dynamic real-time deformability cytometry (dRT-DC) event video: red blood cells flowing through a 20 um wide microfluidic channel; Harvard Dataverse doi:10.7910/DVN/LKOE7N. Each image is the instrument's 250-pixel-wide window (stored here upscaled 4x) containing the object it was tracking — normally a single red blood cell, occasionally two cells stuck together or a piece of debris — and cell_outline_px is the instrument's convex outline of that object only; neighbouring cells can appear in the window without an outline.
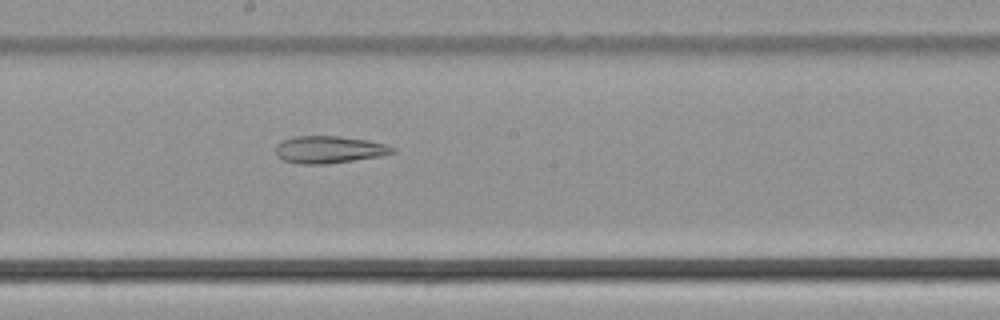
{"species": "common noctule bat (a hibernating species)", "species_latin": "Nyctalus noctula", "temperature_condition": "cold", "stored_images_in_passage": 35, "camera_frame_rate_fps": 3000, "um_per_image_px": 0.085, "animal": {"sex": "male", "body_mass_g": 21.5, "forearm_length_mm": 52.0}, "frame": {"image": 1, "passage_image": 18, "time_ms": 5.667, "image_size_px": [1000, 320], "cell_outline_px": [[396, 152], [380, 156], [324, 164], [300, 164], [284, 160], [276, 156], [276, 144], [280, 140], [292, 136], [340, 136], [368, 140], [384, 144], [396, 148]], "centroid_in_image_um": [27.93, 12.7], "position_along_channel_um": 220.3, "area_um2": 18.61}}
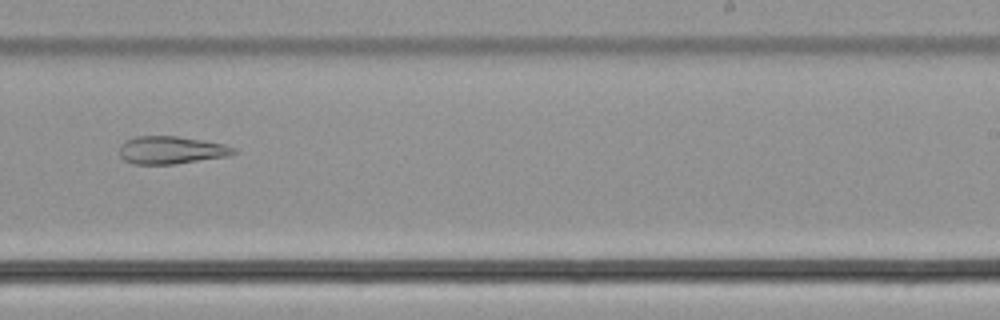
{"frame": {"image": 2, "passage_image": 22, "time_ms": 7.0, "image_size_px": [1000, 320], "cell_outline_px": [[236, 152], [228, 156], [176, 164], [132, 164], [124, 160], [120, 156], [120, 144], [136, 136], [176, 136], [224, 144], [236, 148]], "centroid_in_image_um": [14.54, 12.76], "position_along_channel_um": 274.5, "area_um2": 18.38}}
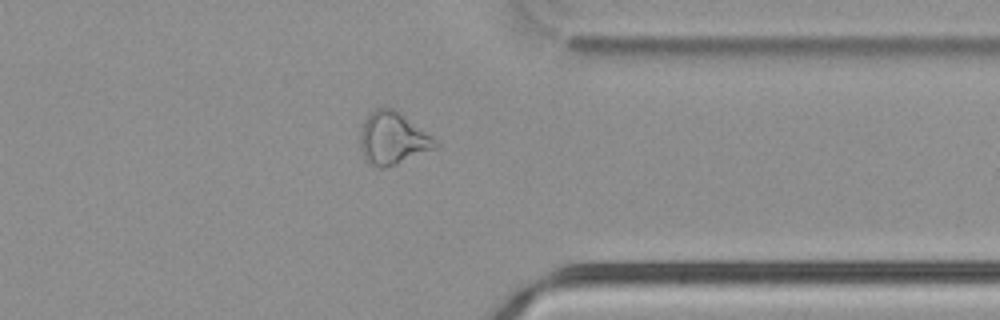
{"frame": {"image": 3, "passage_image": 30, "time_ms": 9.667, "image_size_px": [1000, 320], "cell_outline_px": [[440, 144], [436, 148], [396, 164], [384, 168], [380, 168], [368, 164], [364, 160], [360, 144], [360, 132], [364, 120], [376, 108], [392, 108], [400, 112], [432, 136]], "centroid_in_image_um": [33.37, 11.78], "position_along_channel_um": 378.0, "area_um2": 22.89}}